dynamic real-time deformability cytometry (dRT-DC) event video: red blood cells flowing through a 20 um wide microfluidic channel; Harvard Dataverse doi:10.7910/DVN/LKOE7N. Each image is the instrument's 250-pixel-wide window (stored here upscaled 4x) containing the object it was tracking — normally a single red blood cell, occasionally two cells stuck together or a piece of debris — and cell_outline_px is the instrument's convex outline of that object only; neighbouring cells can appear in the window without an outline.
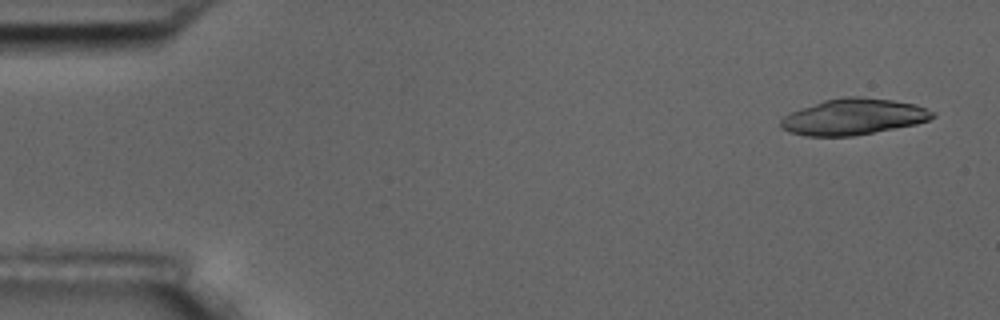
{"species": "common noctule bat (a hibernating species)", "species_latin": "Nyctalus noctula", "temperature_condition": "room temperature", "stored_images_in_passage": 9, "camera_frame_rate_fps": 3000, "um_per_image_px": 0.085, "animal": {"sex": "male", "body_mass_g": 17.5, "forearm_length_mm": 52.3}, "frame": {"image": 1, "passage_image": 1, "time_ms": 0.0, "image_size_px": [1000, 320], "cell_outline_px": [[936, 116], [928, 120], [916, 124], [852, 136], [804, 136], [788, 132], [780, 128], [780, 120], [784, 116], [800, 108], [824, 100], [844, 96], [860, 96], [892, 100], [916, 104], [936, 112]], "centroid_in_image_um": [72.53, 9.92], "position_along_channel_um": 12.5, "area_um2": 32.08}}